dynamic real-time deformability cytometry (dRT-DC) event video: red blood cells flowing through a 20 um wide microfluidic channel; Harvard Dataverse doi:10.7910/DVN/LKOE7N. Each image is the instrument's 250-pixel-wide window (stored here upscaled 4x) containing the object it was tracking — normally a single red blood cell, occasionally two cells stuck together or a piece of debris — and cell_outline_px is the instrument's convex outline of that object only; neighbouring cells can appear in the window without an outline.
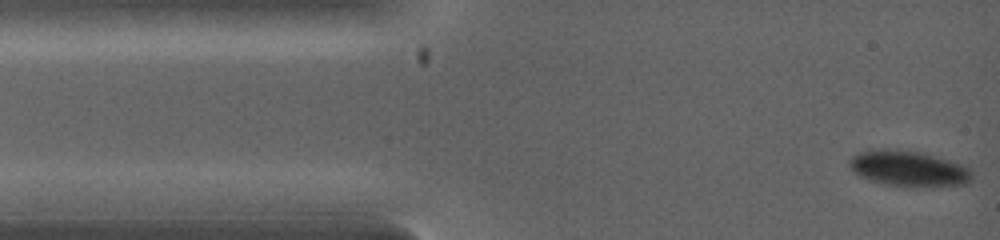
{"species": "common noctule bat (a hibernating species)", "species_latin": "Nyctalus noctula", "temperature_condition": "warm", "stored_images_in_passage": 23, "camera_frame_rate_fps": 5000, "um_per_image_px": 0.085, "animal": {"sex": "female", "body_mass_g": 19.0, "forearm_length_mm": 53.3}, "frame": {"image": 1, "passage_image": 1, "time_ms": 0.0, "image_size_px": [1000, 240], "cell_outline_px": [[972, 180], [968, 184], [912, 188], [908, 188], [868, 180], [860, 176], [848, 164], [848, 160], [852, 156], [860, 152], [880, 148], [896, 148], [924, 152], [960, 164], [968, 168], [972, 172]], "centroid_in_image_um": [77.24, 14.33], "position_along_channel_um": 7.8, "area_um2": 25.95}}
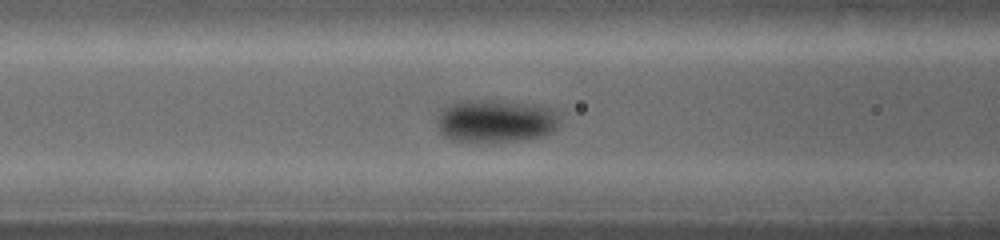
{"frame": {"image": 2, "passage_image": 14, "time_ms": 3.2, "image_size_px": [1000, 240], "cell_outline_px": [[560, 112], [556, 128], [552, 132], [540, 136], [516, 140], [452, 140], [444, 136], [440, 132], [436, 124], [436, 120], [440, 108], [456, 100], [504, 100], [552, 108]], "centroid_in_image_um": [42.08, 10.23], "position_along_channel_um": 124.5, "area_um2": 30.63}}
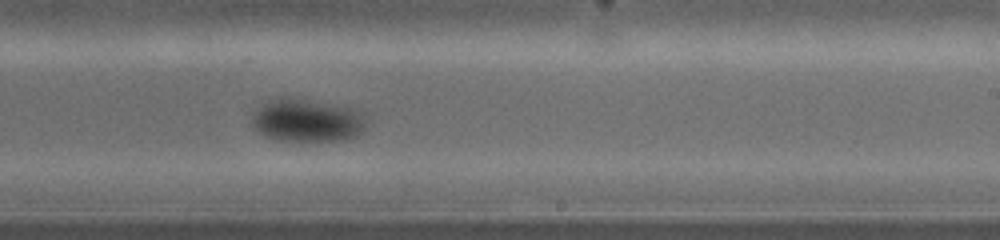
{"frame": {"image": 3, "passage_image": 23, "time_ms": 5.6, "image_size_px": [1000, 240], "cell_outline_px": [[364, 128], [356, 136], [348, 140], [276, 140], [264, 136], [252, 128], [252, 112], [268, 100], [300, 100], [348, 108], [364, 112]], "centroid_in_image_um": [26.05, 10.29], "position_along_channel_um": 262.9, "area_um2": 27.69}}